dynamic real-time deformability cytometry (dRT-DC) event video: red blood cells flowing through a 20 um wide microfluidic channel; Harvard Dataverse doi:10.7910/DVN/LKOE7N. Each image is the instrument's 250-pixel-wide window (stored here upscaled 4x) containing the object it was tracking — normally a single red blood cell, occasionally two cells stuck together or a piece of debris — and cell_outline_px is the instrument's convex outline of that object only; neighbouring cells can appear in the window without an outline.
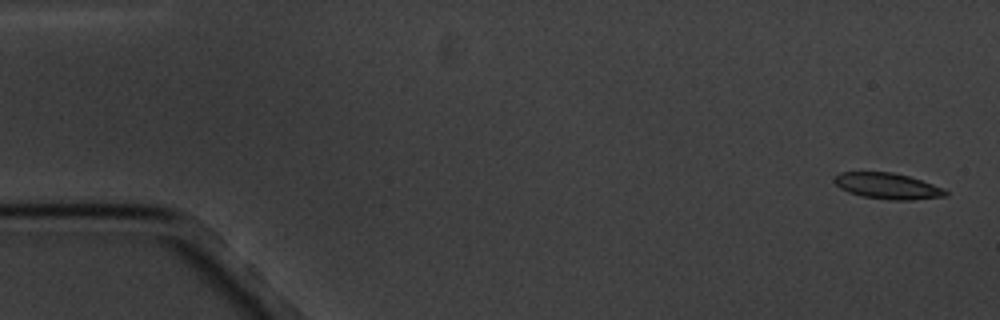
{"species": "common noctule bat (a hibernating species)", "species_latin": "Nyctalus noctula", "temperature_condition": "cold", "stored_images_in_passage": 5, "camera_frame_rate_fps": 3000, "um_per_image_px": 0.085, "animal": {"sex": "male", "body_mass_g": 20.1, "forearm_length_mm": 53.5}, "frame": {"image": 1, "passage_image": 1, "time_ms": 0.0, "image_size_px": [1000, 320], "cell_outline_px": [[948, 196], [912, 200], [888, 200], [860, 196], [848, 192], [840, 188], [832, 180], [840, 172], [892, 172], [908, 176], [944, 188], [948, 192]], "centroid_in_image_um": [75.44, 15.82], "position_along_channel_um": 9.6, "area_um2": 16.94}}
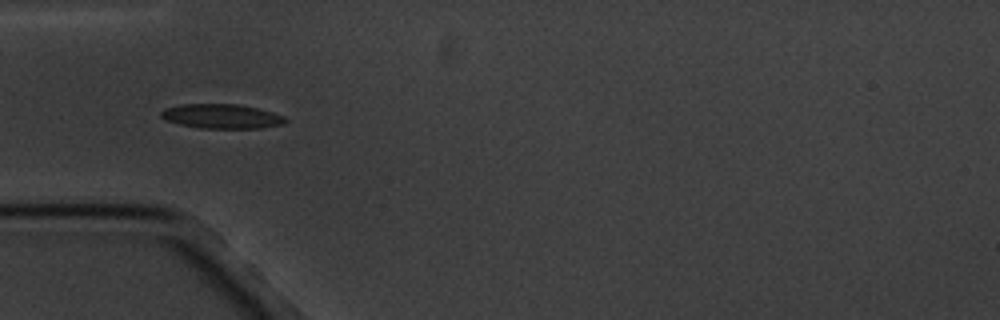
{"frame": {"image": 2, "passage_image": 4, "time_ms": 5.333, "image_size_px": [1000, 320], "cell_outline_px": [[288, 120], [284, 124], [260, 128], [200, 128], [180, 124], [164, 120], [160, 116], [160, 112], [164, 108], [180, 104], [240, 104], [272, 112], [284, 116]], "centroid_in_image_um": [18.82, 9.88], "position_along_channel_um": 66.2, "area_um2": 17.8}}
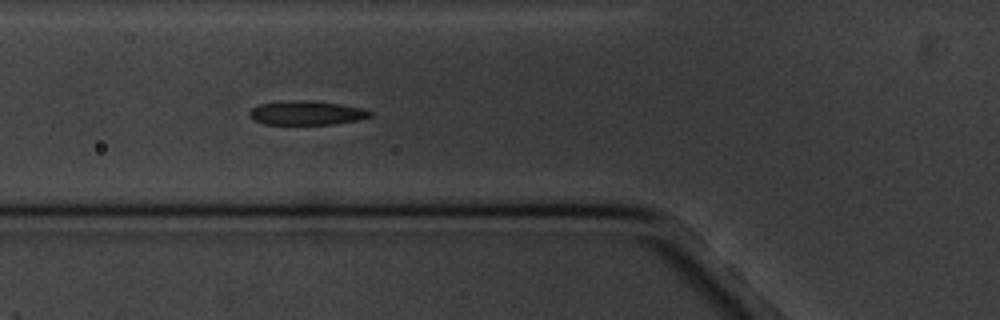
{"frame": {"image": 3, "passage_image": 5, "time_ms": 6.333, "image_size_px": [1000, 320], "cell_outline_px": [[372, 116], [360, 120], [332, 124], [264, 124], [252, 120], [248, 116], [248, 112], [252, 108], [260, 104], [288, 100], [312, 100], [340, 104], [360, 108], [372, 112]], "centroid_in_image_um": [26.02, 9.6], "position_along_channel_um": 99.8, "area_um2": 17.05}}